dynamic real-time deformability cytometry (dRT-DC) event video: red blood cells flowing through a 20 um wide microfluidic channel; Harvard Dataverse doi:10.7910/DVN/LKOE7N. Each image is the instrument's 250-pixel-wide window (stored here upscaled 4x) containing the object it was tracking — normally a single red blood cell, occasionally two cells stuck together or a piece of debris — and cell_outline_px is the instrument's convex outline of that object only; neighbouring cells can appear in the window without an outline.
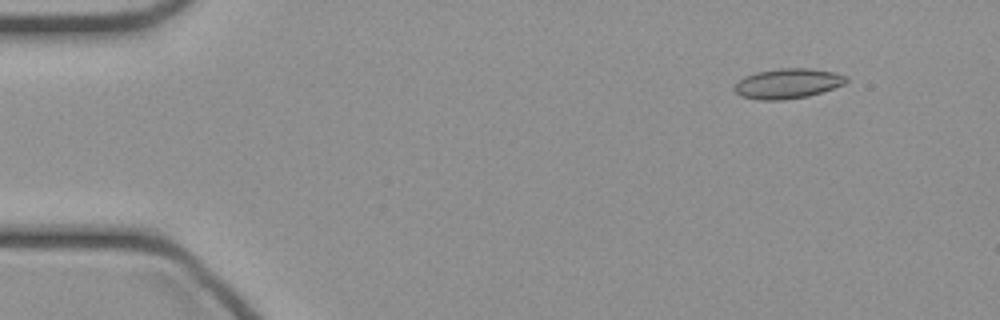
{"species": "common noctule bat (a hibernating species)", "species_latin": "Nyctalus noctula", "temperature_condition": "cold", "stored_images_in_passage": 43, "camera_frame_rate_fps": 3000, "um_per_image_px": 0.085, "animal": {"sex": "female", "body_mass_g": 21.9}, "frame": {"image": 1, "passage_image": 1, "time_ms": 0.0, "image_size_px": [1000, 320], "cell_outline_px": [[848, 80], [844, 84], [808, 96], [784, 100], [760, 100], [740, 96], [732, 88], [744, 76], [756, 72], [780, 68], [808, 68], [832, 72], [848, 76]], "centroid_in_image_um": [66.93, 7.1], "position_along_channel_um": 18.1, "area_um2": 19.48}}
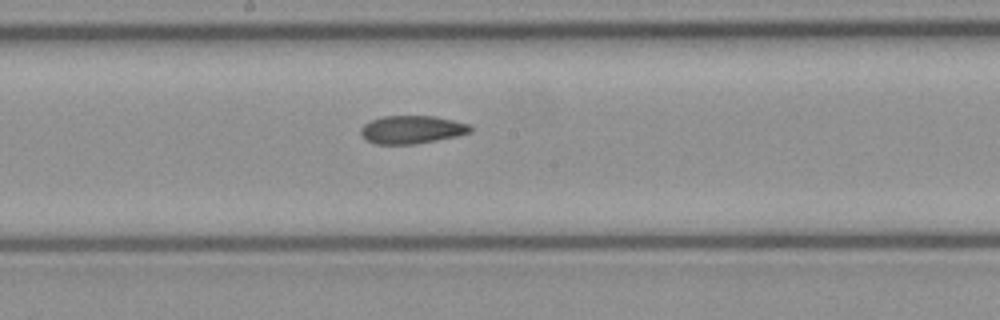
{"frame": {"image": 2, "passage_image": 21, "time_ms": 6.667, "image_size_px": [1000, 320], "cell_outline_px": [[472, 132], [456, 136], [416, 144], [376, 144], [368, 140], [360, 132], [360, 128], [364, 124], [380, 116], [436, 116], [472, 124]], "centroid_in_image_um": [35.05, 11.0], "position_along_channel_um": 213.2, "area_um2": 17.98}}
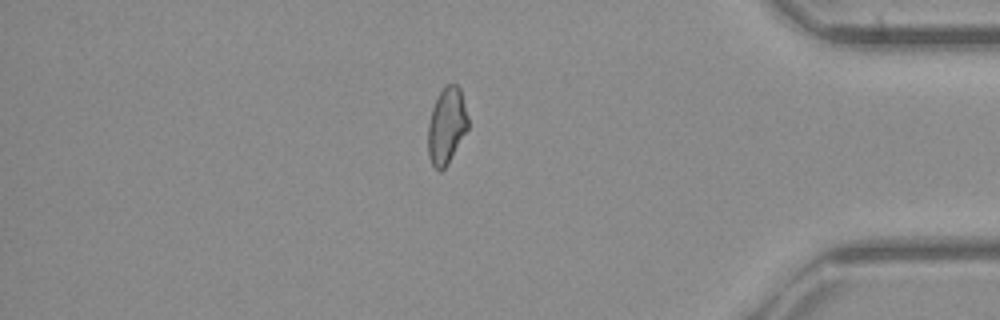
{"frame": {"image": 3, "passage_image": 36, "time_ms": 11.667, "image_size_px": [1000, 320], "cell_outline_px": [[468, 128], [448, 164], [440, 172], [432, 164], [428, 156], [428, 124], [432, 108], [444, 84], [456, 84], [460, 88], [468, 116]], "centroid_in_image_um": [37.96, 10.68], "position_along_channel_um": 397.2, "area_um2": 17.8}}